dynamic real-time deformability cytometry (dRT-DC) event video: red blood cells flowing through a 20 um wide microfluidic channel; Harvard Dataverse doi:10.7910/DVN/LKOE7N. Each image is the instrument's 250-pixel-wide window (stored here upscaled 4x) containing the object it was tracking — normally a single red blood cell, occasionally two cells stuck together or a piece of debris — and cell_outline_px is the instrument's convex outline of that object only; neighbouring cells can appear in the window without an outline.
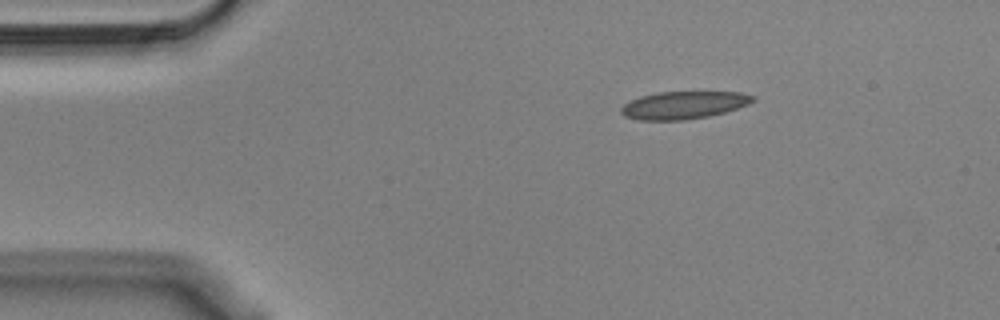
{"species": "Egyptian fruit bat (a non-hibernating species)", "species_latin": "Rousettus aegyptiacus", "temperature_condition": "cold", "stored_images_in_passage": 47, "camera_frame_rate_fps": 3000, "um_per_image_px": 0.085, "animal": {"sex": "male"}, "frame": {"image": 1, "passage_image": 1, "time_ms": 0.0, "image_size_px": [1000, 320], "cell_outline_px": [[756, 100], [748, 104], [724, 112], [708, 116], [684, 120], [636, 120], [624, 116], [620, 112], [620, 108], [624, 104], [640, 96], [656, 92], [740, 92], [756, 96]], "centroid_in_image_um": [58.09, 8.93], "position_along_channel_um": 26.9, "area_um2": 21.21}}
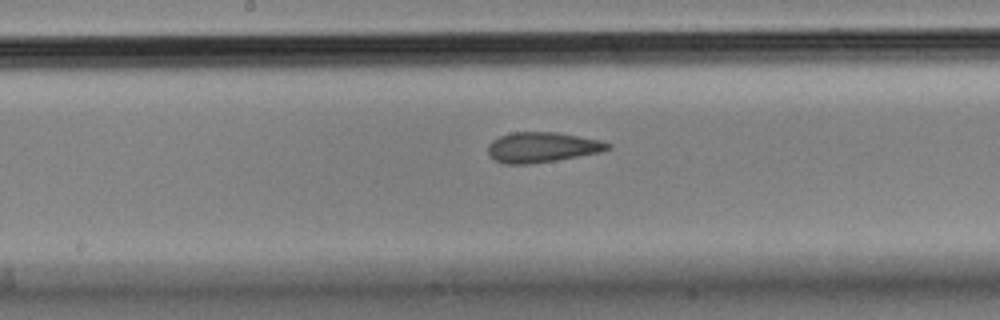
{"frame": {"image": 2, "passage_image": 20, "time_ms": 6.333, "image_size_px": [1000, 320], "cell_outline_px": [[612, 148], [600, 152], [556, 160], [528, 164], [504, 164], [496, 160], [488, 152], [488, 144], [492, 140], [500, 136], [512, 132], [556, 132], [600, 140], [612, 144]], "centroid_in_image_um": [46.09, 12.51], "position_along_channel_um": 202.1, "area_um2": 20.98}}
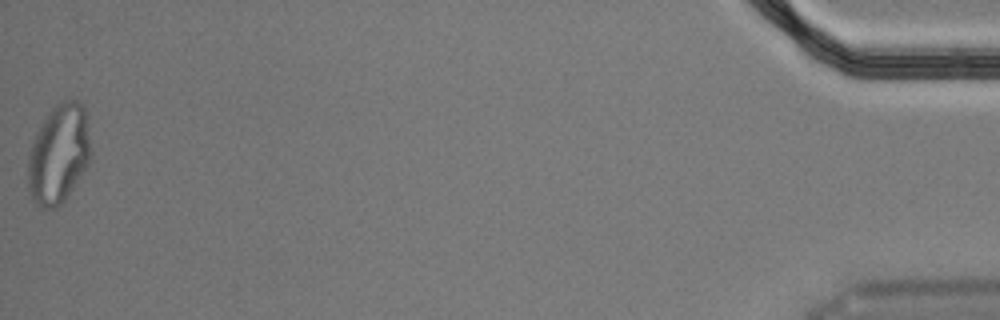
{"frame": {"image": 3, "passage_image": 47, "time_ms": 15.333, "image_size_px": [1000, 320], "cell_outline_px": [[92, 160], [64, 200], [56, 208], [40, 208], [32, 200], [28, 188], [28, 156], [32, 140], [36, 132], [48, 112], [56, 104], [64, 100], [76, 100], [84, 104], [92, 152]], "centroid_in_image_um": [5.0, 13.09], "position_along_channel_um": 430.2, "area_um2": 36.76}, "authors_computed_cell_mechanics": {"area_um2": 21.7906, "velocity_mm_per_s": 3.6172, "shape_relaxation_time_tau1_ms": null, "shape_relaxation_time_tau2_ms": 2.522, "deformation_change_tau1": null, "deformation_change_tau2": 0.0698}}